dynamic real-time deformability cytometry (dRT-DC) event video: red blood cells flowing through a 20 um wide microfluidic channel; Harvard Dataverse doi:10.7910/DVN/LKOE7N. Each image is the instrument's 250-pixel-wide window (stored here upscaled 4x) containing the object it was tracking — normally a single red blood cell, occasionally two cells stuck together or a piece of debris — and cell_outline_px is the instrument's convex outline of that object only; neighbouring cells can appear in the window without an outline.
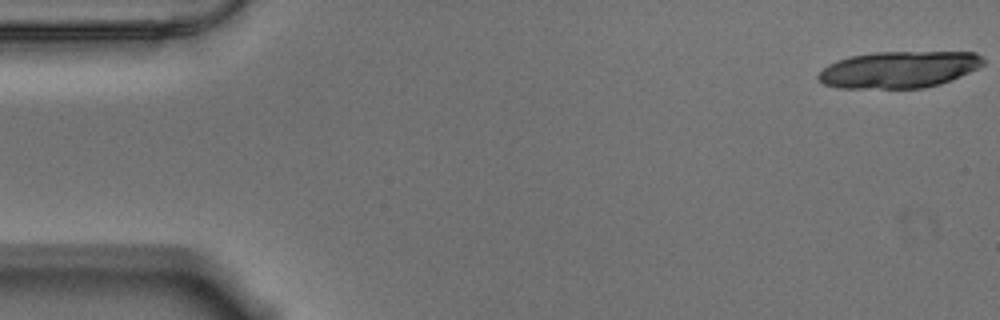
{"species": "Egyptian fruit bat (a non-hibernating species)", "species_latin": "Rousettus aegyptiacus", "temperature_condition": "warm", "stored_images_in_passage": 18, "camera_frame_rate_fps": 3000, "um_per_image_px": 0.085, "animal": {"sex": "male"}, "frame": {"image": 1, "passage_image": 1, "time_ms": 0.0, "image_size_px": [1000, 320], "cell_outline_px": [[984, 64], [960, 76], [940, 84], [924, 88], [836, 88], [824, 84], [816, 76], [828, 64], [852, 56], [876, 52], [976, 52], [984, 60]], "centroid_in_image_um": [76.4, 5.92], "position_along_channel_um": 8.6, "area_um2": 35.03}}